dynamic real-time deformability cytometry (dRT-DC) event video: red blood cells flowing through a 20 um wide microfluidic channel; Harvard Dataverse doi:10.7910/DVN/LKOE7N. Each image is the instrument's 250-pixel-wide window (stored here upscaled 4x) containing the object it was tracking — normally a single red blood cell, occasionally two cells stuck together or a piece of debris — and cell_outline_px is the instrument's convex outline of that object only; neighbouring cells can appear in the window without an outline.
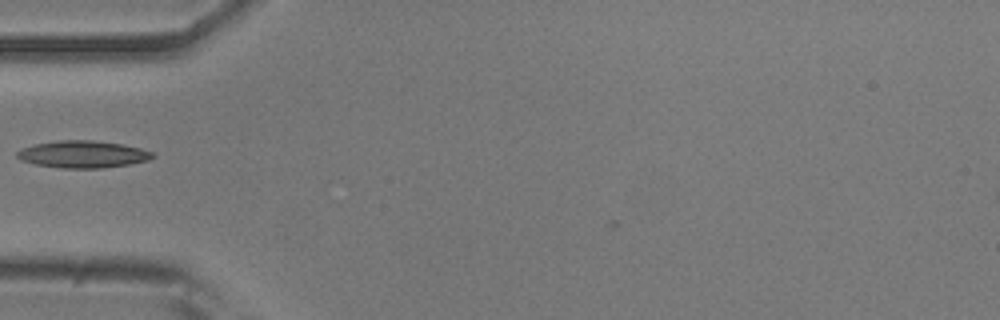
{"species": "common noctule bat (a hibernating species)", "species_latin": "Nyctalus noctula", "temperature_condition": "room temperature", "stored_images_in_passage": 39, "camera_frame_rate_fps": 3000, "um_per_image_px": 0.085, "animal": {"sex": "male", "body_mass_g": 20.5, "forearm_length_mm": 52.5}, "frame": {"image": 1, "passage_image": 3, "time_ms": 0.667, "image_size_px": [1000, 320], "cell_outline_px": [[156, 156], [148, 160], [128, 164], [100, 168], [60, 168], [36, 164], [20, 160], [16, 156], [16, 152], [20, 148], [36, 144], [60, 140], [92, 140], [120, 144], [140, 148], [152, 152]], "centroid_in_image_um": [7.0, 13.11], "position_along_channel_um": 78.0, "area_um2": 21.27}}
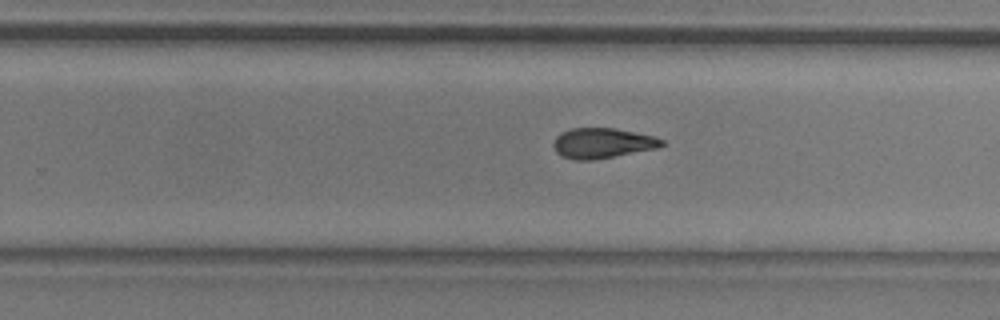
{"frame": {"image": 2, "passage_image": 19, "time_ms": 6.0, "image_size_px": [1000, 320], "cell_outline_px": [[664, 144], [656, 148], [592, 160], [576, 160], [564, 156], [556, 152], [552, 144], [556, 136], [560, 132], [572, 128], [616, 128], [652, 136], [664, 140]], "centroid_in_image_um": [51.16, 12.15], "position_along_channel_um": 278.6, "area_um2": 18.84}}
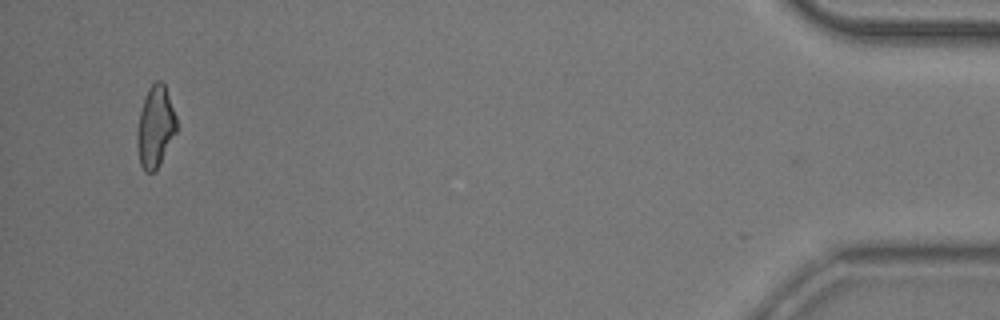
{"frame": {"image": 3, "passage_image": 37, "time_ms": 12.0, "image_size_px": [1000, 320], "cell_outline_px": [[176, 132], [160, 164], [152, 172], [144, 172], [140, 164], [136, 144], [136, 132], [140, 112], [144, 96], [148, 88], [156, 80], [160, 80], [164, 84], [176, 116]], "centroid_in_image_um": [13.18, 10.78], "position_along_channel_um": 422.0, "area_um2": 18.67}, "authors_computed_cell_mechanics": {"area_um2": 19.1318, "velocity_mm_per_s": 3.75, "shape_relaxation_time_tau1_ms": 5.4674, "shape_relaxation_time_tau2_ms": 3.5752, "deformation_change_tau1": 0.1534, "deformation_change_tau2": 0.1156}}